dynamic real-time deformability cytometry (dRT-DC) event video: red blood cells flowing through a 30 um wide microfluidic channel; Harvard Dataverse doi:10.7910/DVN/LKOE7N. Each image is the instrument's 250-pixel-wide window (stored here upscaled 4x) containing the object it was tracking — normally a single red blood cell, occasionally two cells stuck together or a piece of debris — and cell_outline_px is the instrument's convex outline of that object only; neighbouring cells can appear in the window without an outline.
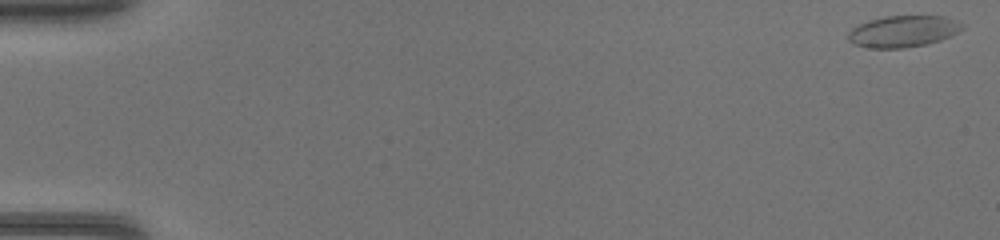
{"species": "common noctule bat (a hibernating species)", "species_latin": "Nyctalus noctula", "temperature_condition": "warm", "stored_images_in_passage": 46, "camera_frame_rate_fps": 3000, "um_per_image_px": 0.085, "animal": {"sex": "female", "body_mass_g": 17.0, "forearm_length_mm": 48.0}, "frame": {"image": 1, "passage_image": 1, "time_ms": 0.0, "image_size_px": [1000, 240], "cell_outline_px": [[964, 28], [952, 36], [940, 40], [924, 44], [904, 48], [872, 48], [852, 44], [848, 40], [848, 32], [852, 28], [868, 20], [884, 16], [944, 16], [956, 20], [964, 24]], "centroid_in_image_um": [76.77, 2.66], "position_along_channel_um": 8.2, "area_um2": 21.04}}
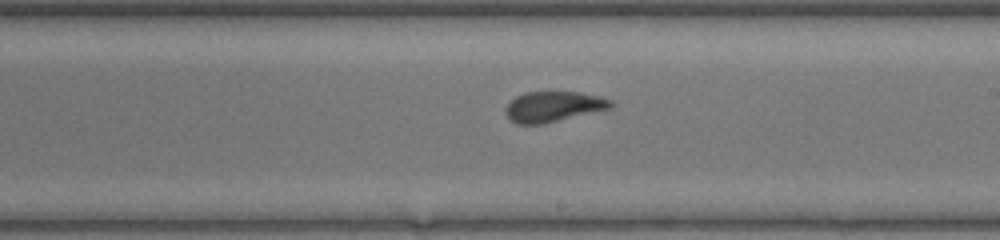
{"frame": {"image": 2, "passage_image": 28, "time_ms": 9.0, "image_size_px": [1000, 240], "cell_outline_px": [[616, 104], [612, 108], [540, 124], [516, 124], [504, 112], [508, 104], [516, 96], [524, 92], [580, 92], [600, 96], [612, 100]], "centroid_in_image_um": [47.07, 9.05], "position_along_channel_um": 241.9, "area_um2": 18.55}}
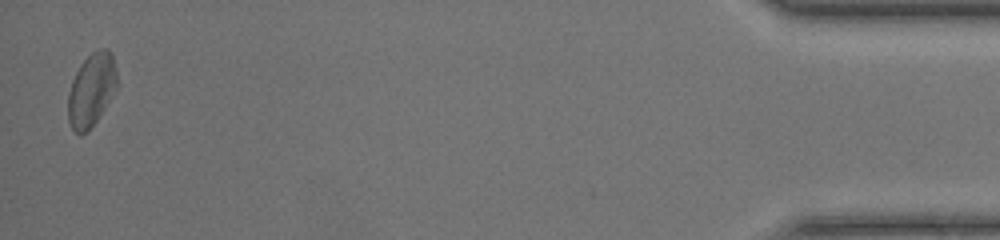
{"frame": {"image": 3, "passage_image": 46, "time_ms": 15.0, "image_size_px": [1000, 240], "cell_outline_px": [[116, 88], [104, 108], [88, 132], [80, 136], [72, 128], [68, 120], [68, 92], [72, 80], [80, 64], [92, 52], [100, 48], [108, 48], [112, 52], [116, 68]], "centroid_in_image_um": [7.76, 7.63], "position_along_channel_um": 427.4, "area_um2": 20.81}}